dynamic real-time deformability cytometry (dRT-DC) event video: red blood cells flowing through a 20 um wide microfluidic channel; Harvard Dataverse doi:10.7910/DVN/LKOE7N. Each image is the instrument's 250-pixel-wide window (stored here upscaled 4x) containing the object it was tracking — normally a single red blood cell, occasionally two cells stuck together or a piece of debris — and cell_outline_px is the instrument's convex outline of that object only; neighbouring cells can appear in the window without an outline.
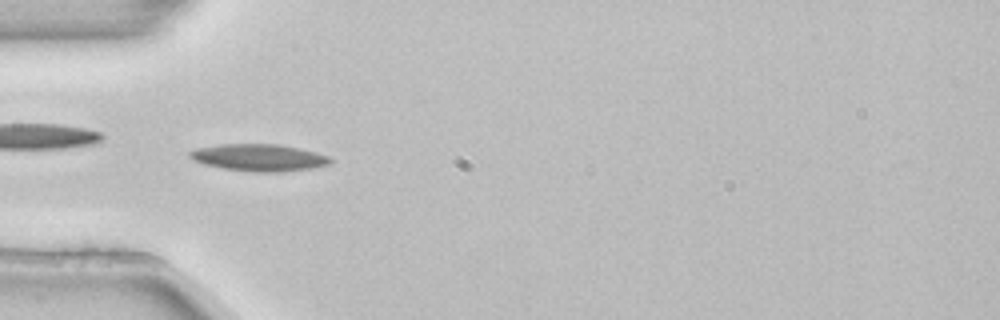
{"species": "common noctule bat (a hibernating species)", "species_latin": "Nyctalus noctula", "temperature_condition": "room temperature", "stored_images_in_passage": 5, "camera_frame_rate_fps": 3000, "um_per_image_px": 0.085, "animal": {"sex": "female", "body_mass_g": 22.7, "forearm_length_mm": 54.2}, "frame": {"image": 1, "passage_image": 4, "time_ms": 1.0, "image_size_px": [1000, 320], "cell_outline_px": [[332, 160], [328, 164], [308, 168], [280, 172], [252, 172], [224, 168], [204, 164], [192, 160], [188, 156], [188, 152], [196, 148], [220, 144], [280, 144], [300, 148], [316, 152], [328, 156]], "centroid_in_image_um": [21.96, 13.38], "position_along_channel_um": 63.0, "area_um2": 22.08}}